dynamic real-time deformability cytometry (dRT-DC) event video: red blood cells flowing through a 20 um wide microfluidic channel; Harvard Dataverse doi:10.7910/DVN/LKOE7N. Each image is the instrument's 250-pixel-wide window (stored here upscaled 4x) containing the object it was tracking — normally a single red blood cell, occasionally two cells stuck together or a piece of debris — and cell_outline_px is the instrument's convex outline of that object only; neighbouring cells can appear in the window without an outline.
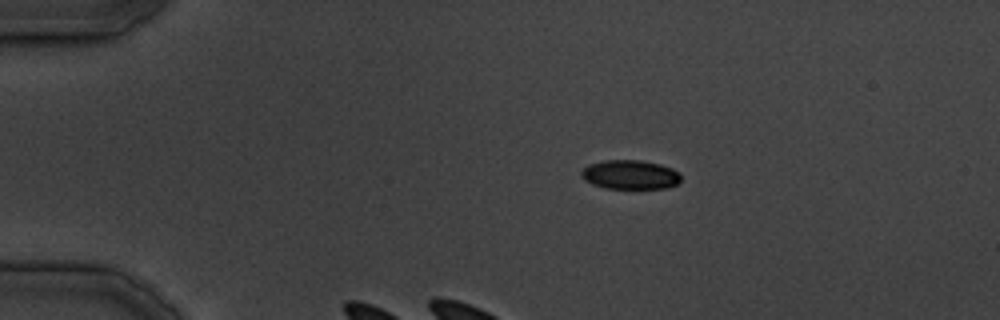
{"species": "common noctule bat (a hibernating species)", "species_latin": "Nyctalus noctula", "temperature_condition": "cold", "stored_images_in_passage": 30, "camera_frame_rate_fps": 3000, "um_per_image_px": 0.085, "animal": {"sex": "male", "body_mass_g": 19.5, "forearm_length_mm": 54.6}, "frame": {"image": 1, "passage_image": 1, "time_ms": 0.0, "image_size_px": [1000, 320], "cell_outline_px": [[680, 180], [676, 184], [668, 188], [604, 188], [592, 184], [584, 180], [580, 176], [580, 172], [588, 164], [604, 160], [640, 160], [660, 164], [672, 168], [680, 172]], "centroid_in_image_um": [53.54, 14.84], "position_along_channel_um": 31.5, "area_um2": 17.05}}